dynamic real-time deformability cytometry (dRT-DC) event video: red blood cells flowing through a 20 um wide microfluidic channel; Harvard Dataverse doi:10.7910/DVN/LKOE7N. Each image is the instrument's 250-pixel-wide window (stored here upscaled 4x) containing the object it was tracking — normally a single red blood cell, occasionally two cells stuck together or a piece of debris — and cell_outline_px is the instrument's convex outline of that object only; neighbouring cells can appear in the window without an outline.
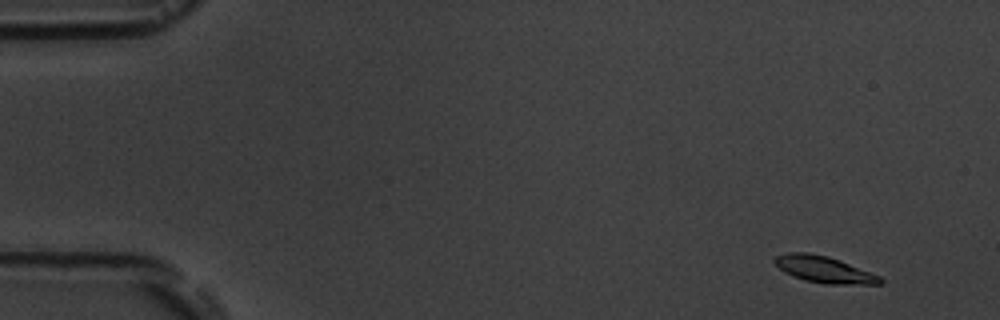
{"species": "common noctule bat (a hibernating species)", "species_latin": "Nyctalus noctula", "temperature_condition": "room temperature", "stored_images_in_passage": 6, "camera_frame_rate_fps": 3000, "um_per_image_px": 0.085, "animal": {"sex": "male", "body_mass_g": 19.5, "forearm_length_mm": 54.6}, "frame": {"image": 1, "passage_image": 1, "time_ms": 0.0, "image_size_px": [1000, 320], "cell_outline_px": [[884, 284], [824, 284], [804, 280], [784, 272], [772, 260], [776, 256], [788, 252], [808, 252], [828, 256], [840, 260], [880, 276], [884, 280]], "centroid_in_image_um": [70.06, 22.9], "position_along_channel_um": 14.9, "area_um2": 16.36}}
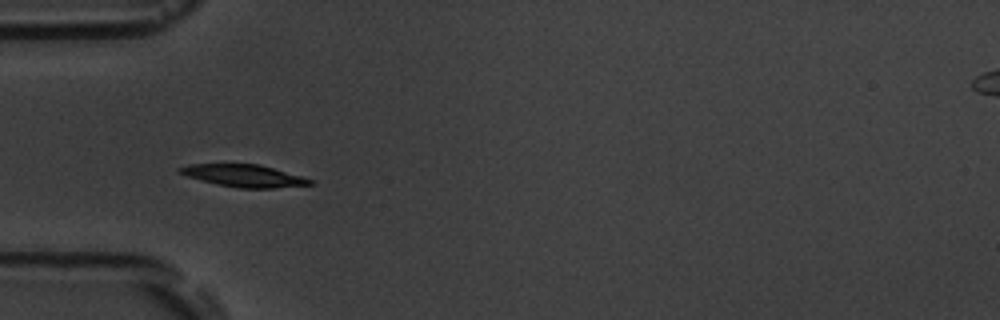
{"frame": {"image": 2, "passage_image": 5, "time_ms": 4.667, "image_size_px": [1000, 320], "cell_outline_px": [[316, 184], [276, 188], [240, 188], [216, 184], [200, 180], [188, 176], [180, 172], [176, 168], [192, 164], [260, 164], [304, 176], [316, 180]], "centroid_in_image_um": [20.85, 14.94], "position_along_channel_um": 64.2, "area_um2": 17.11}}
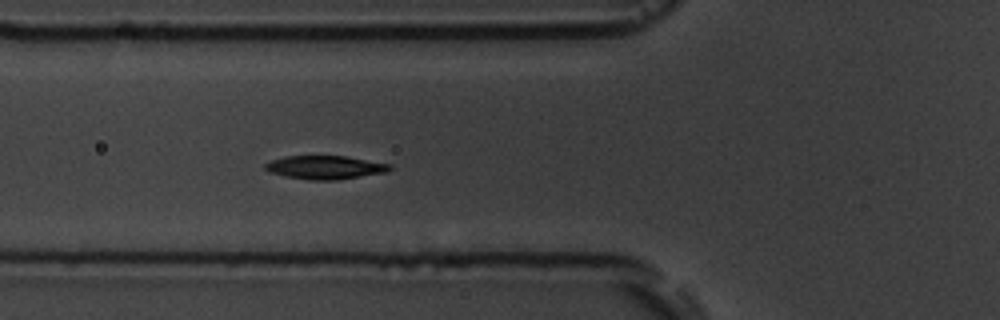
{"frame": {"image": 3, "passage_image": 6, "time_ms": 5.667, "image_size_px": [1000, 320], "cell_outline_px": [[392, 168], [388, 172], [340, 180], [308, 180], [284, 176], [268, 172], [264, 168], [264, 164], [272, 160], [284, 156], [348, 156], [392, 164]], "centroid_in_image_um": [27.66, 14.23], "position_along_channel_um": 98.1, "area_um2": 17.4}}